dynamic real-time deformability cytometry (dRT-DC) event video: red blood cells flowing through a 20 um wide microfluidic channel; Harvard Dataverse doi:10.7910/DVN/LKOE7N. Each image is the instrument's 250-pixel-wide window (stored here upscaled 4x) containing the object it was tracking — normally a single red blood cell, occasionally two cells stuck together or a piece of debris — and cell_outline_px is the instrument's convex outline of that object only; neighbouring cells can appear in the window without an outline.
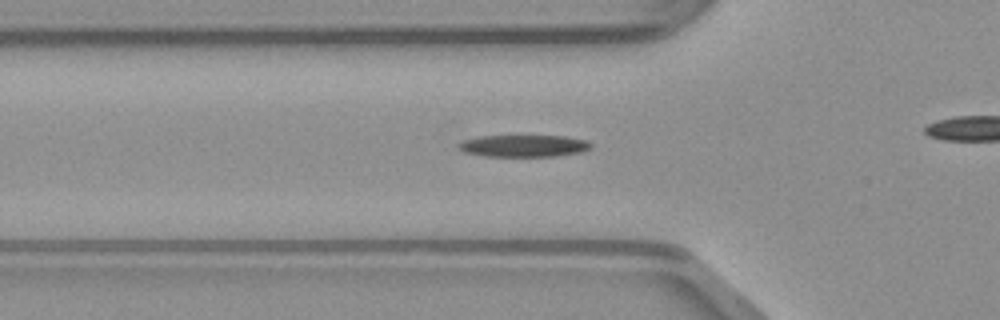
{"species": "common noctule bat (a hibernating species)", "species_latin": "Nyctalus noctula", "temperature_condition": "warm", "stored_images_in_passage": 39, "camera_frame_rate_fps": 3000, "um_per_image_px": 0.085, "animal": {"sex": "male", "body_mass_g": 23.1, "forearm_length_mm": 52.7}, "frame": {"image": 1, "passage_image": 17, "time_ms": 5.333, "image_size_px": [1000, 320], "cell_outline_px": [[592, 148], [580, 152], [552, 156], [484, 156], [464, 152], [460, 148], [460, 144], [464, 140], [480, 136], [564, 136], [588, 140], [592, 144]], "centroid_in_image_um": [44.57, 12.39], "position_along_channel_um": 81.2, "area_um2": 16.76}}